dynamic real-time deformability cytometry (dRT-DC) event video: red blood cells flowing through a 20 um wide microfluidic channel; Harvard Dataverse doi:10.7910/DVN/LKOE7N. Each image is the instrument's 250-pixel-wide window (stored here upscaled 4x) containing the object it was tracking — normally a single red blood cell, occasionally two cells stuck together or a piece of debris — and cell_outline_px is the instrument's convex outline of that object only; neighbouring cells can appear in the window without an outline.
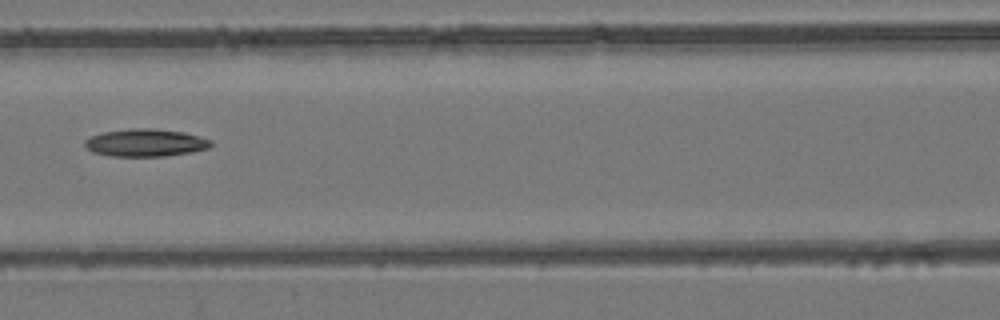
{"species": "common noctule bat (a hibernating species)", "species_latin": "Nyctalus noctula", "temperature_condition": "room temperature", "stored_images_in_passage": 8, "camera_frame_rate_fps": 3000, "um_per_image_px": 0.085, "animal": {"sex": "female", "body_mass_g": 24.6, "forearm_length_mm": 56.2}, "frame": {"image": 1, "passage_image": 8, "time_ms": 8.0, "image_size_px": [1000, 320], "cell_outline_px": [[212, 144], [208, 148], [192, 152], [164, 156], [112, 156], [92, 152], [84, 144], [84, 140], [92, 136], [104, 132], [128, 128], [152, 128], [184, 132], [212, 140]], "centroid_in_image_um": [12.37, 12.13], "position_along_channel_um": 154.2, "area_um2": 20.23}}